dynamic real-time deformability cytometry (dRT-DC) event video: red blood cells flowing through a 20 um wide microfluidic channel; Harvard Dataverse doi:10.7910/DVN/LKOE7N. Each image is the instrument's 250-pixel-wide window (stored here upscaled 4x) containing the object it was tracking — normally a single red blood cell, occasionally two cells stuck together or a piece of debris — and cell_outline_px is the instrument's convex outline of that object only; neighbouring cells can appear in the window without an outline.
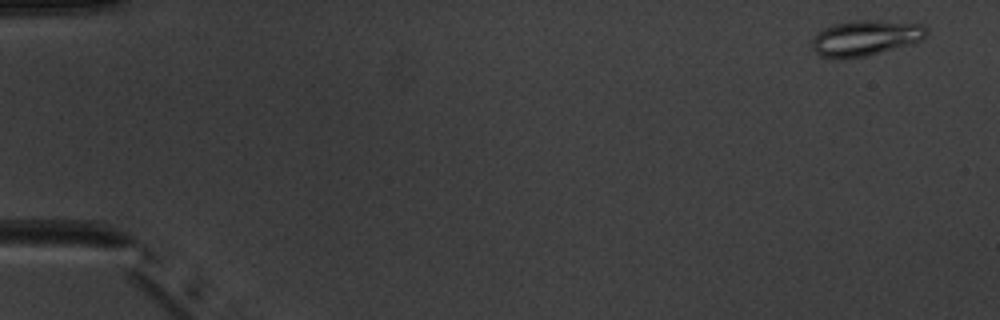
{"species": "common noctule bat (a hibernating species)", "species_latin": "Nyctalus noctula", "temperature_condition": "warm", "stored_images_in_passage": 5, "camera_frame_rate_fps": 3000, "um_per_image_px": 0.085, "animal": {"sex": "male", "body_mass_g": 20.1, "forearm_length_mm": 53.5}, "frame": {"image": 1, "passage_image": 1, "time_ms": 0.0, "image_size_px": [1000, 320], "cell_outline_px": [[928, 32], [924, 40], [880, 52], [864, 56], [820, 56], [812, 48], [812, 40], [824, 28], [832, 24], [860, 20], [876, 20], [924, 24], [928, 28]], "centroid_in_image_um": [73.65, 3.18], "position_along_channel_um": 11.4, "area_um2": 23.12}}
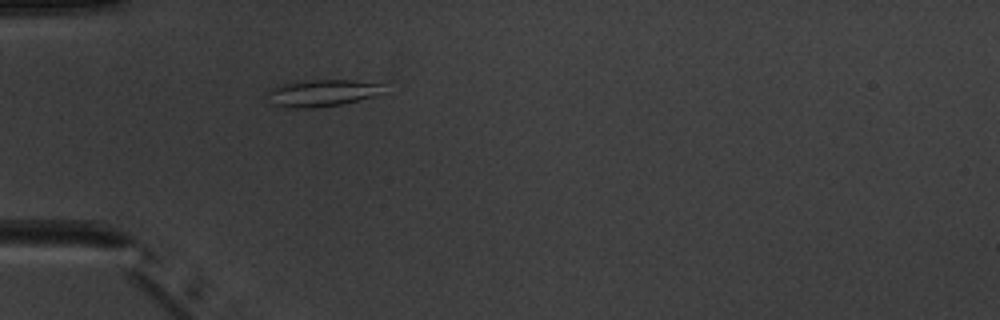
{"frame": {"image": 2, "passage_image": 5, "time_ms": 4.667, "image_size_px": [1000, 320], "cell_outline_px": [[380, 84], [372, 96], [340, 104], [312, 108], [288, 108], [272, 104], [268, 92], [272, 88], [280, 84], [308, 80], [352, 80]], "centroid_in_image_um": [27.21, 7.91], "position_along_channel_um": 57.8, "area_um2": 17.4}}